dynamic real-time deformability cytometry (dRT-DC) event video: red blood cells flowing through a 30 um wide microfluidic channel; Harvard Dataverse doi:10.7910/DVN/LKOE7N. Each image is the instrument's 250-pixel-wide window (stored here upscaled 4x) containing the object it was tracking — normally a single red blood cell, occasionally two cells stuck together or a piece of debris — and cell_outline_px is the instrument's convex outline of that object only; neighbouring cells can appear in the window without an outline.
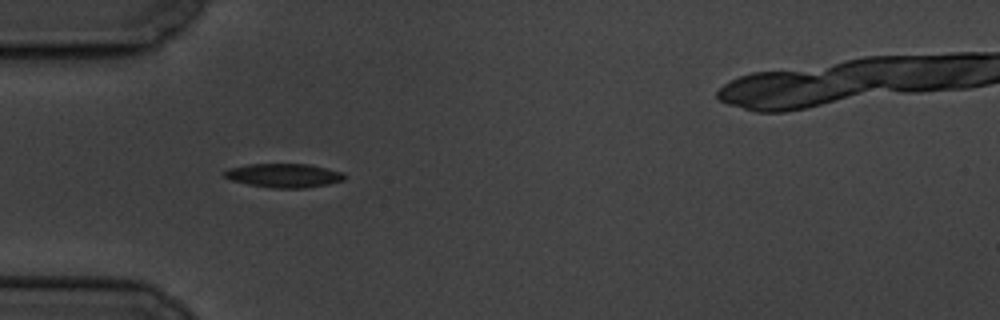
{"species": "common noctule bat (a hibernating species)", "species_latin": "Nyctalus noctula", "temperature_condition": "cold", "stored_images_in_passage": 6, "camera_frame_rate_fps": 3000, "um_per_image_px": 0.085, "animal": {"sex": "male", "body_mass_g": 19.5, "forearm_length_mm": 54.6}, "frame": {"image": 1, "passage_image": 5, "time_ms": 5.333, "image_size_px": [1000, 320], "cell_outline_px": [[348, 176], [344, 180], [328, 184], [304, 188], [272, 188], [248, 184], [232, 180], [224, 176], [220, 172], [228, 168], [248, 164], [308, 164], [344, 172]], "centroid_in_image_um": [24.13, 14.91], "position_along_channel_um": 60.9, "area_um2": 16.88}}
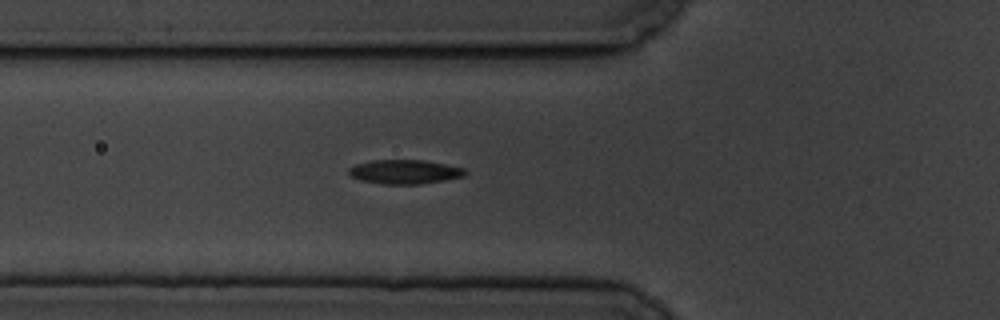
{"frame": {"image": 2, "passage_image": 6, "time_ms": 6.333, "image_size_px": [1000, 320], "cell_outline_px": [[468, 172], [464, 176], [444, 180], [420, 184], [380, 184], [360, 180], [352, 176], [348, 172], [348, 168], [356, 164], [372, 160], [424, 160], [464, 168]], "centroid_in_image_um": [34.39, 14.6], "position_along_channel_um": 91.4, "area_um2": 16.36}}